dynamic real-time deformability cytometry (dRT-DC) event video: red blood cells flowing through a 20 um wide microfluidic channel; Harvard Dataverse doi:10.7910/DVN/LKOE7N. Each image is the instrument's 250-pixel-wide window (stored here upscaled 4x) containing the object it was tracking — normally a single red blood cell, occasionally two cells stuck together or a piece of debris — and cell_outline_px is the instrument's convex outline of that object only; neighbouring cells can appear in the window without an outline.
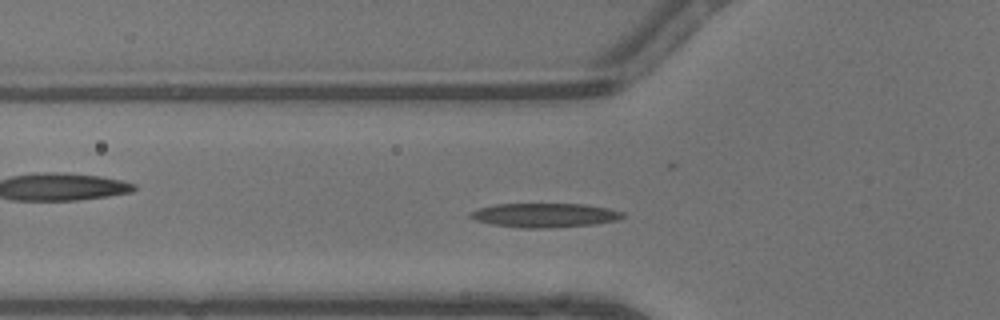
{"species": "common noctule bat (a hibernating species)", "species_latin": "Nyctalus noctula", "temperature_condition": "warm", "stored_images_in_passage": 40, "camera_frame_rate_fps": 3000, "um_per_image_px": 0.085, "animal": {"sex": "male", "body_mass_g": 13.3}, "frame": {"image": 1, "passage_image": 12, "time_ms": 3.667, "image_size_px": [1000, 320], "cell_outline_px": [[624, 216], [616, 220], [596, 224], [548, 228], [524, 228], [492, 224], [476, 220], [468, 216], [472, 212], [480, 208], [496, 204], [584, 204], [608, 208], [624, 212]], "centroid_in_image_um": [46.33, 18.29], "position_along_channel_um": 79.5, "area_um2": 21.27}}
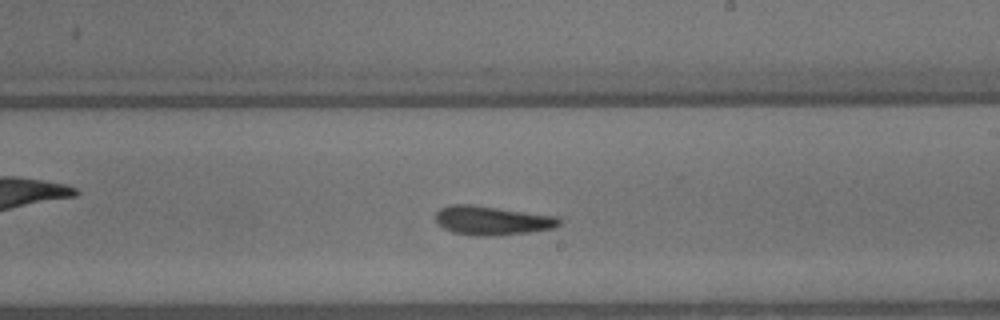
{"frame": {"image": 2, "passage_image": 23, "time_ms": 7.333, "image_size_px": [1000, 320], "cell_outline_px": [[560, 224], [556, 228], [528, 232], [488, 236], [472, 236], [452, 232], [444, 228], [436, 220], [436, 212], [440, 208], [448, 204], [472, 204], [560, 216]], "centroid_in_image_um": [41.85, 18.73], "position_along_channel_um": 247.2, "area_um2": 21.15}}
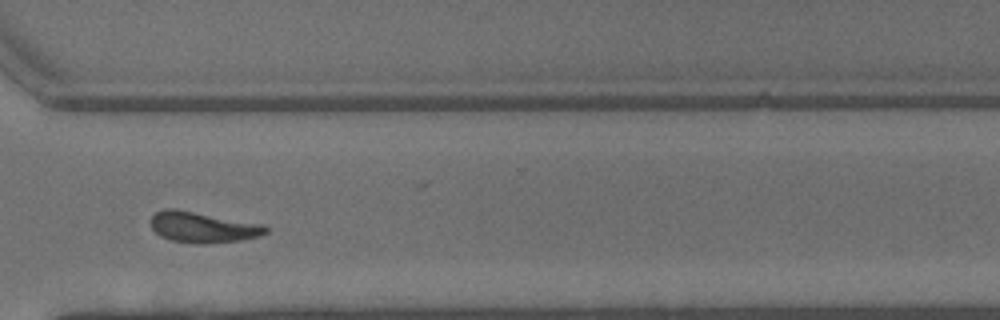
{"frame": {"image": 3, "passage_image": 30, "time_ms": 9.667, "image_size_px": [1000, 320], "cell_outline_px": [[268, 232], [256, 236], [240, 240], [204, 244], [196, 244], [172, 240], [160, 236], [152, 228], [148, 220], [156, 212], [164, 208], [176, 208], [264, 224], [268, 228]], "centroid_in_image_um": [17.2, 19.3], "position_along_channel_um": 353.4, "area_um2": 20.81}, "authors_computed_cell_mechanics": {"area_um2": 20.4034, "velocity_mm_per_s": 4.5629, "shape_relaxation_time_tau1_ms": 6.9583, "shape_relaxation_time_tau2_ms": 2.1363, "deformation_change_tau1": 0.2274, "deformation_change_tau2": 0.1029}}